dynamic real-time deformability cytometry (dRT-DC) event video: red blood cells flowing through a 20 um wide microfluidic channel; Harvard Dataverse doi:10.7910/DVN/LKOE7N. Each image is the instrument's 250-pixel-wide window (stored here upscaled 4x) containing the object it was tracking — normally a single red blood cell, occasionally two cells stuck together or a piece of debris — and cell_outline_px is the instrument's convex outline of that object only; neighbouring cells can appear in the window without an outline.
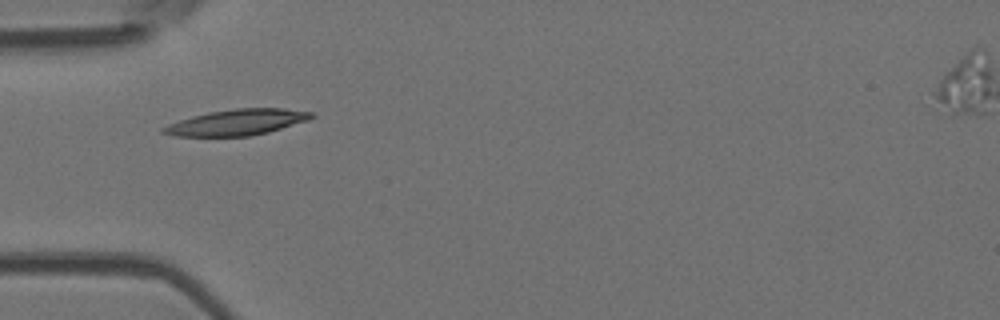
{"species": "Egyptian fruit bat (a non-hibernating species)", "species_latin": "Rousettus aegyptiacus", "temperature_condition": "room temperature", "stored_images_in_passage": 3, "camera_frame_rate_fps": 3000, "um_per_image_px": 0.085, "animal": {"sex": "female"}, "frame": {"image": 1, "passage_image": 1, "time_ms": 0.0, "image_size_px": [1000, 320], "cell_outline_px": [[316, 116], [308, 120], [268, 132], [248, 136], [172, 136], [160, 132], [160, 128], [168, 124], [192, 116], [208, 112], [236, 108], [284, 108], [316, 112]], "centroid_in_image_um": [20.15, 10.39], "position_along_channel_um": 64.9, "area_um2": 22.48}}
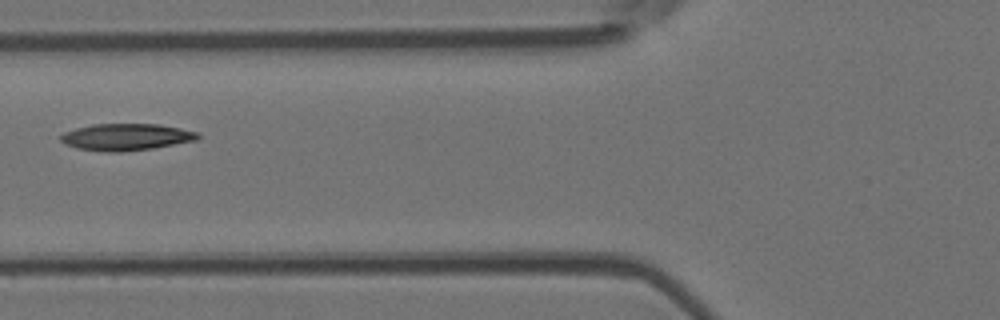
{"frame": {"image": 2, "passage_image": 2, "time_ms": 1.333, "image_size_px": [1000, 320], "cell_outline_px": [[200, 136], [196, 140], [152, 148], [120, 152], [104, 152], [76, 148], [64, 144], [60, 140], [60, 136], [64, 132], [76, 128], [92, 124], [160, 124], [200, 132]], "centroid_in_image_um": [10.7, 11.64], "position_along_channel_um": 115.1, "area_um2": 21.5}}
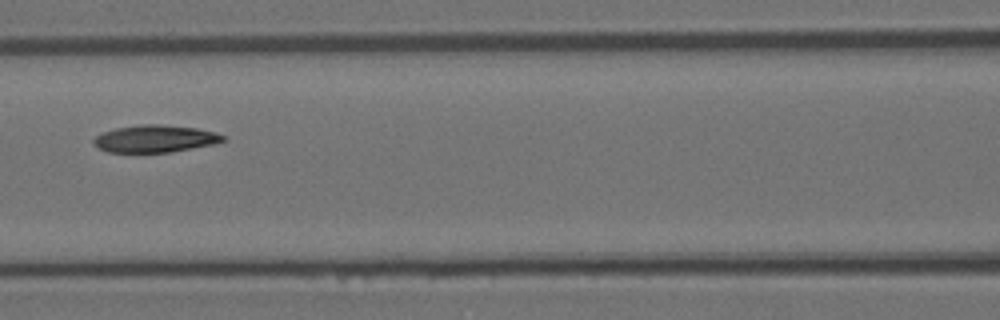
{"frame": {"image": 3, "passage_image": 3, "time_ms": 2.333, "image_size_px": [1000, 320], "cell_outline_px": [[224, 140], [212, 144], [192, 148], [168, 152], [108, 152], [92, 144], [92, 140], [96, 136], [104, 132], [116, 128], [140, 124], [160, 124], [196, 128], [216, 132], [224, 136]], "centroid_in_image_um": [13.15, 11.78], "position_along_channel_um": 153.5, "area_um2": 20.35}}